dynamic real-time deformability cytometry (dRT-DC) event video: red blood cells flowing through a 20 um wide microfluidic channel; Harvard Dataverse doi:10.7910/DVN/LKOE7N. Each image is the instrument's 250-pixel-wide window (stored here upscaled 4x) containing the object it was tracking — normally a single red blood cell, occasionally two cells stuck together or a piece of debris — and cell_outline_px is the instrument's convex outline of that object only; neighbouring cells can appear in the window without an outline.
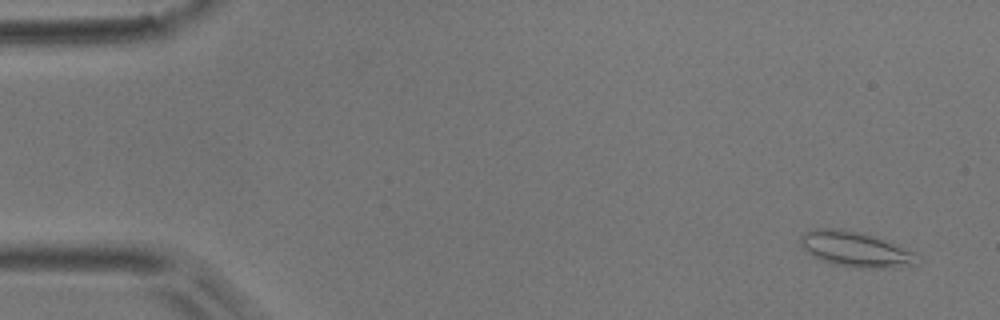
{"species": "common noctule bat (a hibernating species)", "species_latin": "Nyctalus noctula", "temperature_condition": "room temperature", "stored_images_in_passage": 21, "camera_frame_rate_fps": 3000, "um_per_image_px": 0.085, "animal": {"sex": "male", "body_mass_g": 17.9}, "frame": {"image": 1, "passage_image": 1, "time_ms": 0.0, "image_size_px": [1000, 320], "cell_outline_px": [[920, 264], [892, 268], [860, 268], [832, 264], [812, 256], [804, 248], [800, 240], [800, 236], [804, 232], [816, 228], [840, 228], [860, 232], [876, 236], [912, 252]], "centroid_in_image_um": [72.69, 21.18], "position_along_channel_um": 12.3, "area_um2": 23.87}}
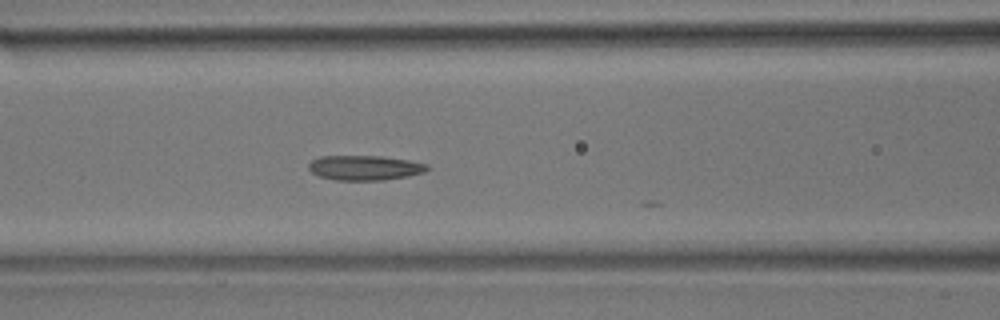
{"frame": {"image": 2, "passage_image": 20, "time_ms": 6.333, "image_size_px": [1000, 320], "cell_outline_px": [[432, 168], [424, 172], [408, 176], [384, 180], [336, 180], [320, 176], [312, 172], [308, 168], [308, 164], [312, 160], [320, 156], [384, 156], [408, 160], [428, 164]], "centroid_in_image_um": [31.04, 14.25], "position_along_channel_um": 135.6, "area_um2": 17.22}}